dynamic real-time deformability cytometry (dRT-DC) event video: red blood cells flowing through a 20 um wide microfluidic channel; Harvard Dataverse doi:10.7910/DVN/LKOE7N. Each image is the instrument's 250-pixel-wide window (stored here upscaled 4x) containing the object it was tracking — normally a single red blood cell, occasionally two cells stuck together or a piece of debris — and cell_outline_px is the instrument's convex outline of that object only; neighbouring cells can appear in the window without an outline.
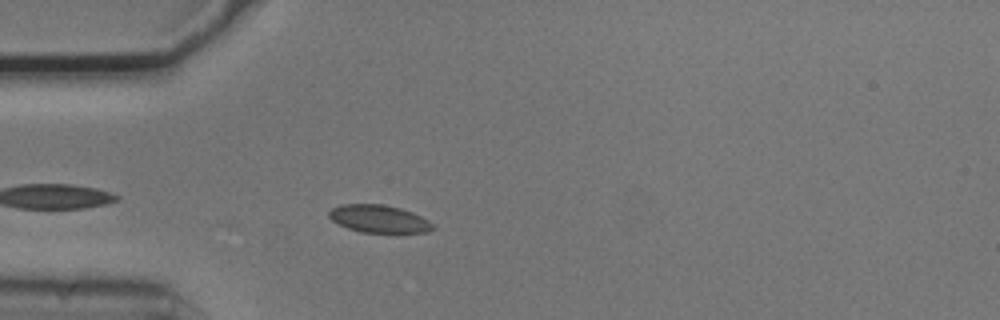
{"species": "common noctule bat (a hibernating species)", "species_latin": "Nyctalus noctula", "temperature_condition": "cold", "stored_images_in_passage": 34, "camera_frame_rate_fps": 3000, "um_per_image_px": 0.085, "animal": {"sex": "male", "body_mass_g": 20.5, "forearm_length_mm": 52.5}, "frame": {"image": 1, "passage_image": 5, "time_ms": 1.333, "image_size_px": [1000, 320], "cell_outline_px": [[436, 228], [428, 232], [360, 232], [348, 228], [332, 220], [328, 216], [328, 212], [332, 208], [340, 204], [380, 204], [400, 208], [412, 212], [428, 220]], "centroid_in_image_um": [32.2, 18.59], "position_along_channel_um": 52.8, "area_um2": 16.59}}
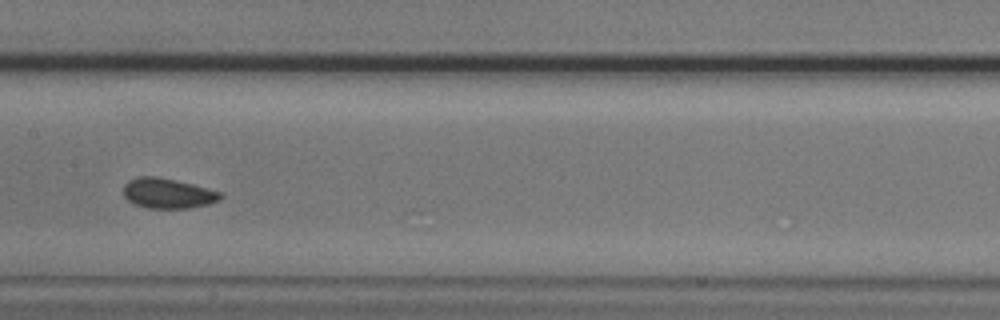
{"frame": {"image": 2, "passage_image": 17, "time_ms": 5.333, "image_size_px": [1000, 320], "cell_outline_px": [[224, 196], [220, 200], [208, 204], [188, 208], [148, 208], [136, 204], [128, 200], [124, 196], [124, 184], [128, 180], [140, 176], [156, 176], [176, 180], [192, 184], [220, 192]], "centroid_in_image_um": [14.26, 16.43], "position_along_channel_um": 193.1, "area_um2": 16.94}}
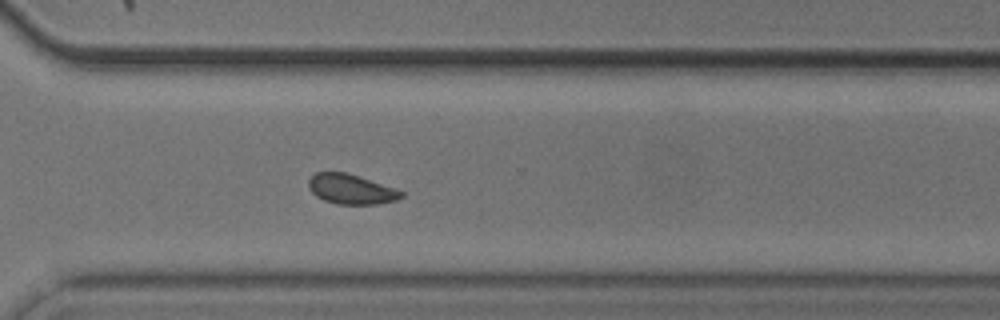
{"frame": {"image": 3, "passage_image": 29, "time_ms": 9.333, "image_size_px": [1000, 320], "cell_outline_px": [[404, 196], [396, 200], [380, 204], [336, 204], [324, 200], [316, 196], [308, 188], [308, 180], [316, 172], [344, 172], [360, 176], [404, 192]], "centroid_in_image_um": [29.83, 16.08], "position_along_channel_um": 340.8, "area_um2": 16.13}, "authors_computed_cell_mechanics": {"area_um2": 16.6464, "velocity_mm_per_s": 3.7037, "shape_relaxation_time_tau1_ms": 2.2595, "shape_relaxation_time_tau2_ms": null, "deformation_change_tau1": 0.0492, "deformation_change_tau2": null}}